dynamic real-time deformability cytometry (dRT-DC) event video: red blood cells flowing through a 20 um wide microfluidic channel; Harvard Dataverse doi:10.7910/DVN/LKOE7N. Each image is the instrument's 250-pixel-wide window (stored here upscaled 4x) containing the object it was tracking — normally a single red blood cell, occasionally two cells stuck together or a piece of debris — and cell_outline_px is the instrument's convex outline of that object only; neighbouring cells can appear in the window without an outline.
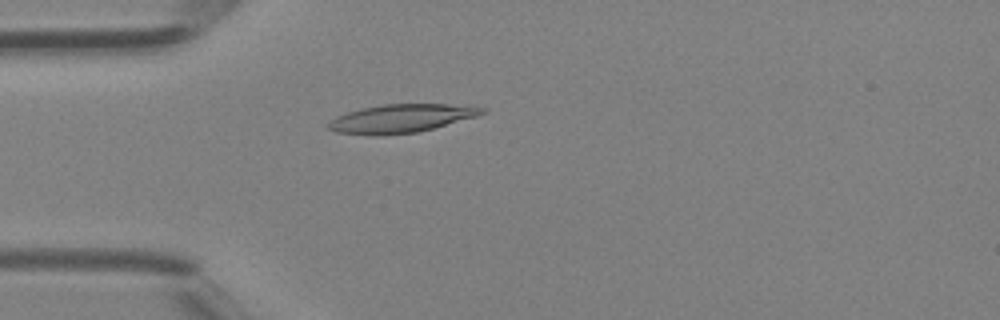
{"species": "Egyptian fruit bat (a non-hibernating species)", "species_latin": "Rousettus aegyptiacus", "temperature_condition": "room temperature", "stored_images_in_passage": 29, "camera_frame_rate_fps": 3000, "um_per_image_px": 0.085, "animal": {"sex": "female"}, "frame": {"image": 1, "passage_image": 1, "time_ms": 0.0, "image_size_px": [1000, 320], "cell_outline_px": [[488, 112], [476, 116], [432, 128], [416, 132], [376, 136], [336, 132], [328, 128], [324, 124], [336, 116], [360, 108], [384, 104], [448, 104], [488, 108]], "centroid_in_image_um": [34.04, 10.06], "position_along_channel_um": 51.0, "area_um2": 25.37}}
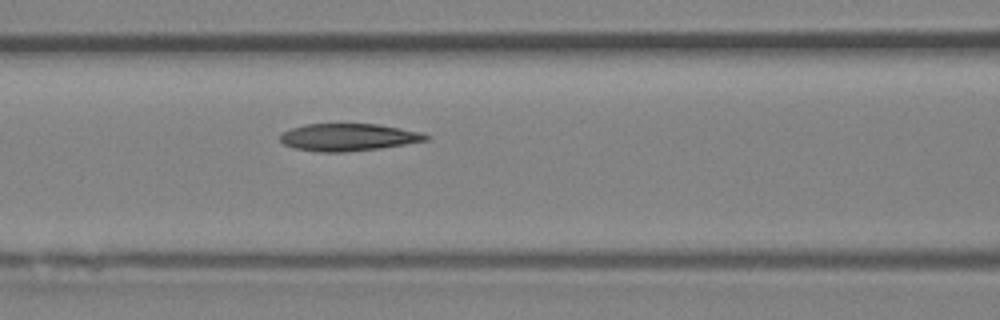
{"frame": {"image": 2, "passage_image": 7, "time_ms": 2.0, "image_size_px": [1000, 320], "cell_outline_px": [[432, 136], [428, 140], [380, 148], [344, 152], [316, 152], [292, 148], [284, 144], [280, 140], [280, 132], [304, 124], [376, 124], [424, 132]], "centroid_in_image_um": [29.6, 11.66], "position_along_channel_um": 137.0, "area_um2": 23.41}}
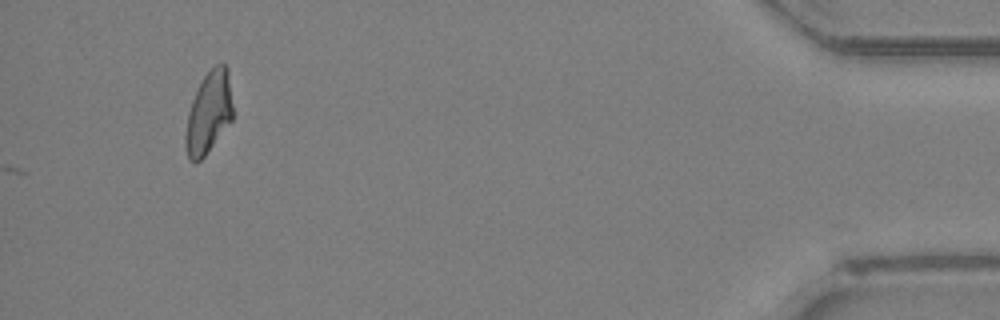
{"frame": {"image": 3, "passage_image": 29, "time_ms": 9.333, "image_size_px": [1000, 320], "cell_outline_px": [[232, 120], [204, 156], [196, 164], [188, 160], [184, 144], [184, 136], [188, 112], [192, 100], [204, 76], [216, 64], [224, 64], [228, 68], [232, 104]], "centroid_in_image_um": [17.72, 9.62], "position_along_channel_um": 417.5, "area_um2": 22.48}}